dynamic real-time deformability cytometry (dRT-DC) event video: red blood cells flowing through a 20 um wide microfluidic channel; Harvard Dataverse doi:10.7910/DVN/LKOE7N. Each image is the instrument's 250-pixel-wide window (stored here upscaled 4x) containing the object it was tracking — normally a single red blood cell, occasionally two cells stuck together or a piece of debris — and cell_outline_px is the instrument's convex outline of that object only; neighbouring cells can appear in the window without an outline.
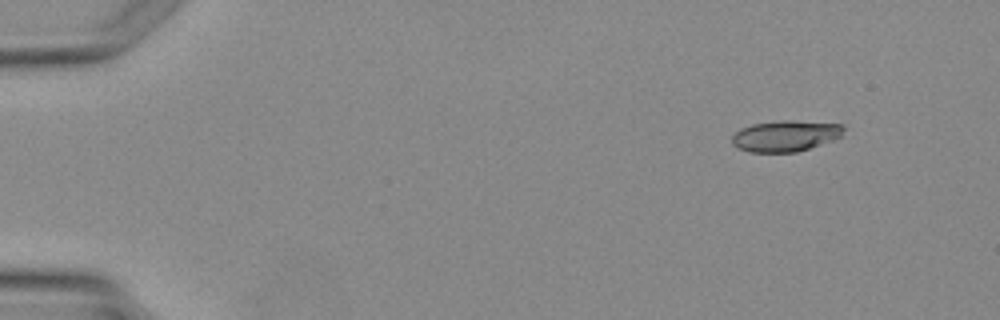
{"species": "Egyptian fruit bat (a non-hibernating species)", "species_latin": "Rousettus aegyptiacus", "temperature_condition": "warm", "stored_images_in_passage": 2, "camera_frame_rate_fps": 3000, "um_per_image_px": 0.085, "animal": {"sex": "female"}, "frame": {"image": 1, "passage_image": 2, "time_ms": 1.0, "image_size_px": [1000, 320], "cell_outline_px": [[844, 128], [840, 136], [832, 140], [796, 152], [748, 152], [732, 144], [732, 136], [740, 128], [752, 124], [784, 120], [792, 120], [844, 124]], "centroid_in_image_um": [66.74, 11.54], "position_along_channel_um": 18.3, "area_um2": 20.06}}